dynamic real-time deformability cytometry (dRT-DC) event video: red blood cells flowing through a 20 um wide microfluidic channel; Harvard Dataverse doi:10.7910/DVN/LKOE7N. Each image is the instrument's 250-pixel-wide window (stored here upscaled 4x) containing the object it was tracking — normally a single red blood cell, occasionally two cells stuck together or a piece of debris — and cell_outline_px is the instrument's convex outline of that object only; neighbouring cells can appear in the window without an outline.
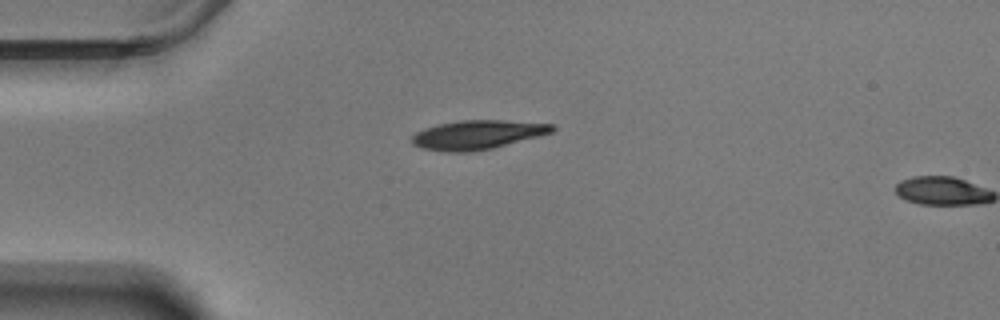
{"species": "Egyptian fruit bat (a non-hibernating species)", "species_latin": "Rousettus aegyptiacus", "temperature_condition": "warm", "stored_images_in_passage": 2, "camera_frame_rate_fps": 3000, "um_per_image_px": 0.085, "animal": {"sex": "male"}, "frame": {"image": 1, "passage_image": 1, "time_ms": 0.0, "image_size_px": [1000, 320], "cell_outline_px": [[556, 128], [552, 132], [540, 136], [492, 148], [468, 152], [444, 152], [420, 148], [412, 144], [412, 136], [416, 132], [424, 128], [440, 124], [460, 120], [500, 120], [556, 124]], "centroid_in_image_um": [40.58, 11.45], "position_along_channel_um": 44.4, "area_um2": 23.81}}